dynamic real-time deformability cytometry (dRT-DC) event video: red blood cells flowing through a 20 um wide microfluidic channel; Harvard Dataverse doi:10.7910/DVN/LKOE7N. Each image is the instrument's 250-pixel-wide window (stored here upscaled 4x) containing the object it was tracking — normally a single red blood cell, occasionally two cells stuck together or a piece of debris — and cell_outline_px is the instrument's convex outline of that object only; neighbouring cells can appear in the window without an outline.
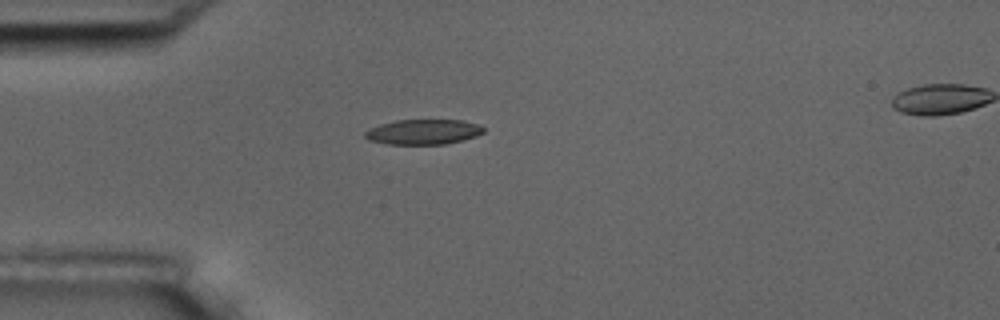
{"species": "common noctule bat (a hibernating species)", "species_latin": "Nyctalus noctula", "temperature_condition": "room temperature", "stored_images_in_passage": 2, "camera_frame_rate_fps": 3000, "um_per_image_px": 0.085, "animal": {"sex": "male", "body_mass_g": 17.5, "forearm_length_mm": 52.3}, "frame": {"image": 1, "passage_image": 1, "time_ms": 0.0, "image_size_px": [1000, 320], "cell_outline_px": [[484, 132], [476, 136], [464, 140], [444, 144], [388, 144], [368, 140], [364, 136], [364, 132], [368, 128], [380, 124], [396, 120], [464, 120], [480, 124], [484, 128]], "centroid_in_image_um": [35.98, 11.2], "position_along_channel_um": 49.0, "area_um2": 17.51}}